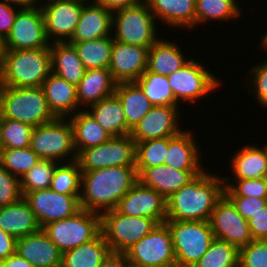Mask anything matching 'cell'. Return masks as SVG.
<instances>
[{
  "mask_svg": "<svg viewBox=\"0 0 267 267\" xmlns=\"http://www.w3.org/2000/svg\"><path fill=\"white\" fill-rule=\"evenodd\" d=\"M137 181L136 167L117 166L82 171L79 198L81 209L99 214L115 209Z\"/></svg>",
  "mask_w": 267,
  "mask_h": 267,
  "instance_id": "obj_2",
  "label": "cell"
},
{
  "mask_svg": "<svg viewBox=\"0 0 267 267\" xmlns=\"http://www.w3.org/2000/svg\"><path fill=\"white\" fill-rule=\"evenodd\" d=\"M41 159L59 162L66 156L68 162L76 160L73 127L68 118H56L54 121L33 128L30 146ZM71 154V155H69Z\"/></svg>",
  "mask_w": 267,
  "mask_h": 267,
  "instance_id": "obj_9",
  "label": "cell"
},
{
  "mask_svg": "<svg viewBox=\"0 0 267 267\" xmlns=\"http://www.w3.org/2000/svg\"><path fill=\"white\" fill-rule=\"evenodd\" d=\"M2 145H1V135H0V153H1V150H2Z\"/></svg>",
  "mask_w": 267,
  "mask_h": 267,
  "instance_id": "obj_58",
  "label": "cell"
},
{
  "mask_svg": "<svg viewBox=\"0 0 267 267\" xmlns=\"http://www.w3.org/2000/svg\"><path fill=\"white\" fill-rule=\"evenodd\" d=\"M87 111L112 137L130 134L131 129L127 126L124 109L115 93L91 105Z\"/></svg>",
  "mask_w": 267,
  "mask_h": 267,
  "instance_id": "obj_30",
  "label": "cell"
},
{
  "mask_svg": "<svg viewBox=\"0 0 267 267\" xmlns=\"http://www.w3.org/2000/svg\"><path fill=\"white\" fill-rule=\"evenodd\" d=\"M223 178L207 170L197 175L166 199V220L209 221L216 202L224 195Z\"/></svg>",
  "mask_w": 267,
  "mask_h": 267,
  "instance_id": "obj_1",
  "label": "cell"
},
{
  "mask_svg": "<svg viewBox=\"0 0 267 267\" xmlns=\"http://www.w3.org/2000/svg\"><path fill=\"white\" fill-rule=\"evenodd\" d=\"M224 195L267 198V177L260 179H232L225 177ZM228 181L236 182L234 185ZM227 183V184H226Z\"/></svg>",
  "mask_w": 267,
  "mask_h": 267,
  "instance_id": "obj_44",
  "label": "cell"
},
{
  "mask_svg": "<svg viewBox=\"0 0 267 267\" xmlns=\"http://www.w3.org/2000/svg\"><path fill=\"white\" fill-rule=\"evenodd\" d=\"M114 38L105 36L95 40L72 44L86 70L108 69Z\"/></svg>",
  "mask_w": 267,
  "mask_h": 267,
  "instance_id": "obj_35",
  "label": "cell"
},
{
  "mask_svg": "<svg viewBox=\"0 0 267 267\" xmlns=\"http://www.w3.org/2000/svg\"><path fill=\"white\" fill-rule=\"evenodd\" d=\"M40 6L45 23V33L51 42H68L80 20L83 6L79 0H48ZM84 3V4H83Z\"/></svg>",
  "mask_w": 267,
  "mask_h": 267,
  "instance_id": "obj_15",
  "label": "cell"
},
{
  "mask_svg": "<svg viewBox=\"0 0 267 267\" xmlns=\"http://www.w3.org/2000/svg\"><path fill=\"white\" fill-rule=\"evenodd\" d=\"M33 128L30 124L3 118L0 115L2 148L18 149L29 147Z\"/></svg>",
  "mask_w": 267,
  "mask_h": 267,
  "instance_id": "obj_42",
  "label": "cell"
},
{
  "mask_svg": "<svg viewBox=\"0 0 267 267\" xmlns=\"http://www.w3.org/2000/svg\"><path fill=\"white\" fill-rule=\"evenodd\" d=\"M51 72L77 86L85 74V67L75 47L68 42L50 43Z\"/></svg>",
  "mask_w": 267,
  "mask_h": 267,
  "instance_id": "obj_27",
  "label": "cell"
},
{
  "mask_svg": "<svg viewBox=\"0 0 267 267\" xmlns=\"http://www.w3.org/2000/svg\"><path fill=\"white\" fill-rule=\"evenodd\" d=\"M70 120L73 127L74 148L76 154L83 149L95 147L109 140L112 136L105 131L93 116L85 109L71 114Z\"/></svg>",
  "mask_w": 267,
  "mask_h": 267,
  "instance_id": "obj_31",
  "label": "cell"
},
{
  "mask_svg": "<svg viewBox=\"0 0 267 267\" xmlns=\"http://www.w3.org/2000/svg\"><path fill=\"white\" fill-rule=\"evenodd\" d=\"M42 89L50 111L56 118H70L79 110L77 88L52 72L42 84ZM78 109V110H77Z\"/></svg>",
  "mask_w": 267,
  "mask_h": 267,
  "instance_id": "obj_23",
  "label": "cell"
},
{
  "mask_svg": "<svg viewBox=\"0 0 267 267\" xmlns=\"http://www.w3.org/2000/svg\"><path fill=\"white\" fill-rule=\"evenodd\" d=\"M253 240H267V205L247 220Z\"/></svg>",
  "mask_w": 267,
  "mask_h": 267,
  "instance_id": "obj_49",
  "label": "cell"
},
{
  "mask_svg": "<svg viewBox=\"0 0 267 267\" xmlns=\"http://www.w3.org/2000/svg\"><path fill=\"white\" fill-rule=\"evenodd\" d=\"M22 196L19 178L0 164V207L18 201Z\"/></svg>",
  "mask_w": 267,
  "mask_h": 267,
  "instance_id": "obj_46",
  "label": "cell"
},
{
  "mask_svg": "<svg viewBox=\"0 0 267 267\" xmlns=\"http://www.w3.org/2000/svg\"><path fill=\"white\" fill-rule=\"evenodd\" d=\"M41 158L30 148H3L0 153V164L12 175L20 178Z\"/></svg>",
  "mask_w": 267,
  "mask_h": 267,
  "instance_id": "obj_41",
  "label": "cell"
},
{
  "mask_svg": "<svg viewBox=\"0 0 267 267\" xmlns=\"http://www.w3.org/2000/svg\"><path fill=\"white\" fill-rule=\"evenodd\" d=\"M142 0H95V3L104 6L110 12H115L127 7L134 6Z\"/></svg>",
  "mask_w": 267,
  "mask_h": 267,
  "instance_id": "obj_52",
  "label": "cell"
},
{
  "mask_svg": "<svg viewBox=\"0 0 267 267\" xmlns=\"http://www.w3.org/2000/svg\"><path fill=\"white\" fill-rule=\"evenodd\" d=\"M191 132L190 130H182L179 134L168 137V149L164 165L177 170H206L199 159L201 154Z\"/></svg>",
  "mask_w": 267,
  "mask_h": 267,
  "instance_id": "obj_24",
  "label": "cell"
},
{
  "mask_svg": "<svg viewBox=\"0 0 267 267\" xmlns=\"http://www.w3.org/2000/svg\"><path fill=\"white\" fill-rule=\"evenodd\" d=\"M209 223L216 239L228 242L239 249L253 241L247 220L238 213L225 195L216 202Z\"/></svg>",
  "mask_w": 267,
  "mask_h": 267,
  "instance_id": "obj_16",
  "label": "cell"
},
{
  "mask_svg": "<svg viewBox=\"0 0 267 267\" xmlns=\"http://www.w3.org/2000/svg\"><path fill=\"white\" fill-rule=\"evenodd\" d=\"M237 0H196L195 24L206 23L209 20L236 19L241 15Z\"/></svg>",
  "mask_w": 267,
  "mask_h": 267,
  "instance_id": "obj_37",
  "label": "cell"
},
{
  "mask_svg": "<svg viewBox=\"0 0 267 267\" xmlns=\"http://www.w3.org/2000/svg\"><path fill=\"white\" fill-rule=\"evenodd\" d=\"M205 170H177L166 165L136 168L138 181L153 188L165 199L187 185Z\"/></svg>",
  "mask_w": 267,
  "mask_h": 267,
  "instance_id": "obj_20",
  "label": "cell"
},
{
  "mask_svg": "<svg viewBox=\"0 0 267 267\" xmlns=\"http://www.w3.org/2000/svg\"><path fill=\"white\" fill-rule=\"evenodd\" d=\"M168 137L136 142V168L164 165Z\"/></svg>",
  "mask_w": 267,
  "mask_h": 267,
  "instance_id": "obj_43",
  "label": "cell"
},
{
  "mask_svg": "<svg viewBox=\"0 0 267 267\" xmlns=\"http://www.w3.org/2000/svg\"><path fill=\"white\" fill-rule=\"evenodd\" d=\"M50 73L49 48L6 50L0 64V87H42Z\"/></svg>",
  "mask_w": 267,
  "mask_h": 267,
  "instance_id": "obj_3",
  "label": "cell"
},
{
  "mask_svg": "<svg viewBox=\"0 0 267 267\" xmlns=\"http://www.w3.org/2000/svg\"><path fill=\"white\" fill-rule=\"evenodd\" d=\"M171 233L176 267H193L215 239L209 221L164 222Z\"/></svg>",
  "mask_w": 267,
  "mask_h": 267,
  "instance_id": "obj_6",
  "label": "cell"
},
{
  "mask_svg": "<svg viewBox=\"0 0 267 267\" xmlns=\"http://www.w3.org/2000/svg\"><path fill=\"white\" fill-rule=\"evenodd\" d=\"M102 233L91 241L62 254L61 267H100L110 253Z\"/></svg>",
  "mask_w": 267,
  "mask_h": 267,
  "instance_id": "obj_34",
  "label": "cell"
},
{
  "mask_svg": "<svg viewBox=\"0 0 267 267\" xmlns=\"http://www.w3.org/2000/svg\"><path fill=\"white\" fill-rule=\"evenodd\" d=\"M57 161L41 159L19 178L22 196L28 192L48 189L51 186Z\"/></svg>",
  "mask_w": 267,
  "mask_h": 267,
  "instance_id": "obj_40",
  "label": "cell"
},
{
  "mask_svg": "<svg viewBox=\"0 0 267 267\" xmlns=\"http://www.w3.org/2000/svg\"><path fill=\"white\" fill-rule=\"evenodd\" d=\"M155 19L173 26L195 27L196 0H145Z\"/></svg>",
  "mask_w": 267,
  "mask_h": 267,
  "instance_id": "obj_28",
  "label": "cell"
},
{
  "mask_svg": "<svg viewBox=\"0 0 267 267\" xmlns=\"http://www.w3.org/2000/svg\"><path fill=\"white\" fill-rule=\"evenodd\" d=\"M112 16L113 13L104 6L88 2L83 6L80 20L68 43H81L112 36Z\"/></svg>",
  "mask_w": 267,
  "mask_h": 267,
  "instance_id": "obj_22",
  "label": "cell"
},
{
  "mask_svg": "<svg viewBox=\"0 0 267 267\" xmlns=\"http://www.w3.org/2000/svg\"><path fill=\"white\" fill-rule=\"evenodd\" d=\"M82 171L76 160L57 165L51 180L50 188L57 193L66 195L81 194Z\"/></svg>",
  "mask_w": 267,
  "mask_h": 267,
  "instance_id": "obj_39",
  "label": "cell"
},
{
  "mask_svg": "<svg viewBox=\"0 0 267 267\" xmlns=\"http://www.w3.org/2000/svg\"><path fill=\"white\" fill-rule=\"evenodd\" d=\"M12 5L13 4L0 1V35L4 39L11 30L17 12L21 9L19 8L16 10V6L13 7Z\"/></svg>",
  "mask_w": 267,
  "mask_h": 267,
  "instance_id": "obj_50",
  "label": "cell"
},
{
  "mask_svg": "<svg viewBox=\"0 0 267 267\" xmlns=\"http://www.w3.org/2000/svg\"><path fill=\"white\" fill-rule=\"evenodd\" d=\"M100 267H131L125 254L110 252Z\"/></svg>",
  "mask_w": 267,
  "mask_h": 267,
  "instance_id": "obj_53",
  "label": "cell"
},
{
  "mask_svg": "<svg viewBox=\"0 0 267 267\" xmlns=\"http://www.w3.org/2000/svg\"><path fill=\"white\" fill-rule=\"evenodd\" d=\"M0 267H34L29 261L22 258L18 253H14L3 261H0Z\"/></svg>",
  "mask_w": 267,
  "mask_h": 267,
  "instance_id": "obj_54",
  "label": "cell"
},
{
  "mask_svg": "<svg viewBox=\"0 0 267 267\" xmlns=\"http://www.w3.org/2000/svg\"><path fill=\"white\" fill-rule=\"evenodd\" d=\"M136 142L128 135L111 137L104 143L81 150L76 157L81 171L107 167H136Z\"/></svg>",
  "mask_w": 267,
  "mask_h": 267,
  "instance_id": "obj_10",
  "label": "cell"
},
{
  "mask_svg": "<svg viewBox=\"0 0 267 267\" xmlns=\"http://www.w3.org/2000/svg\"><path fill=\"white\" fill-rule=\"evenodd\" d=\"M178 109L177 106H153L133 127L130 136L135 142H144L179 134L182 129L179 127Z\"/></svg>",
  "mask_w": 267,
  "mask_h": 267,
  "instance_id": "obj_18",
  "label": "cell"
},
{
  "mask_svg": "<svg viewBox=\"0 0 267 267\" xmlns=\"http://www.w3.org/2000/svg\"><path fill=\"white\" fill-rule=\"evenodd\" d=\"M235 206L238 213L248 220L253 214L260 211L267 205V198L242 197V196H226Z\"/></svg>",
  "mask_w": 267,
  "mask_h": 267,
  "instance_id": "obj_48",
  "label": "cell"
},
{
  "mask_svg": "<svg viewBox=\"0 0 267 267\" xmlns=\"http://www.w3.org/2000/svg\"><path fill=\"white\" fill-rule=\"evenodd\" d=\"M231 157L233 179H260L267 177V151L257 146H244Z\"/></svg>",
  "mask_w": 267,
  "mask_h": 267,
  "instance_id": "obj_32",
  "label": "cell"
},
{
  "mask_svg": "<svg viewBox=\"0 0 267 267\" xmlns=\"http://www.w3.org/2000/svg\"><path fill=\"white\" fill-rule=\"evenodd\" d=\"M16 238L0 228V261L16 252Z\"/></svg>",
  "mask_w": 267,
  "mask_h": 267,
  "instance_id": "obj_51",
  "label": "cell"
},
{
  "mask_svg": "<svg viewBox=\"0 0 267 267\" xmlns=\"http://www.w3.org/2000/svg\"><path fill=\"white\" fill-rule=\"evenodd\" d=\"M23 197L29 203L41 229L81 210L80 195L60 194L51 188L28 192Z\"/></svg>",
  "mask_w": 267,
  "mask_h": 267,
  "instance_id": "obj_14",
  "label": "cell"
},
{
  "mask_svg": "<svg viewBox=\"0 0 267 267\" xmlns=\"http://www.w3.org/2000/svg\"><path fill=\"white\" fill-rule=\"evenodd\" d=\"M0 228L16 239L41 229L24 197L10 205L0 207Z\"/></svg>",
  "mask_w": 267,
  "mask_h": 267,
  "instance_id": "obj_25",
  "label": "cell"
},
{
  "mask_svg": "<svg viewBox=\"0 0 267 267\" xmlns=\"http://www.w3.org/2000/svg\"><path fill=\"white\" fill-rule=\"evenodd\" d=\"M155 17L146 1L113 12L115 41L149 49L158 39ZM157 35V36H156Z\"/></svg>",
  "mask_w": 267,
  "mask_h": 267,
  "instance_id": "obj_5",
  "label": "cell"
},
{
  "mask_svg": "<svg viewBox=\"0 0 267 267\" xmlns=\"http://www.w3.org/2000/svg\"><path fill=\"white\" fill-rule=\"evenodd\" d=\"M239 267H267V240H253L241 247Z\"/></svg>",
  "mask_w": 267,
  "mask_h": 267,
  "instance_id": "obj_45",
  "label": "cell"
},
{
  "mask_svg": "<svg viewBox=\"0 0 267 267\" xmlns=\"http://www.w3.org/2000/svg\"><path fill=\"white\" fill-rule=\"evenodd\" d=\"M2 2H6L9 4L13 3L14 5L19 6L20 8H31L38 5L35 0H2Z\"/></svg>",
  "mask_w": 267,
  "mask_h": 267,
  "instance_id": "obj_55",
  "label": "cell"
},
{
  "mask_svg": "<svg viewBox=\"0 0 267 267\" xmlns=\"http://www.w3.org/2000/svg\"><path fill=\"white\" fill-rule=\"evenodd\" d=\"M148 49L113 42L109 70L116 83L135 82L147 69Z\"/></svg>",
  "mask_w": 267,
  "mask_h": 267,
  "instance_id": "obj_19",
  "label": "cell"
},
{
  "mask_svg": "<svg viewBox=\"0 0 267 267\" xmlns=\"http://www.w3.org/2000/svg\"><path fill=\"white\" fill-rule=\"evenodd\" d=\"M42 230L63 254L101 233V215L81 209L73 216L45 225Z\"/></svg>",
  "mask_w": 267,
  "mask_h": 267,
  "instance_id": "obj_8",
  "label": "cell"
},
{
  "mask_svg": "<svg viewBox=\"0 0 267 267\" xmlns=\"http://www.w3.org/2000/svg\"><path fill=\"white\" fill-rule=\"evenodd\" d=\"M16 253L34 267H61L62 253L42 229L18 238Z\"/></svg>",
  "mask_w": 267,
  "mask_h": 267,
  "instance_id": "obj_21",
  "label": "cell"
},
{
  "mask_svg": "<svg viewBox=\"0 0 267 267\" xmlns=\"http://www.w3.org/2000/svg\"><path fill=\"white\" fill-rule=\"evenodd\" d=\"M239 254L238 247L215 238L193 267H239Z\"/></svg>",
  "mask_w": 267,
  "mask_h": 267,
  "instance_id": "obj_38",
  "label": "cell"
},
{
  "mask_svg": "<svg viewBox=\"0 0 267 267\" xmlns=\"http://www.w3.org/2000/svg\"><path fill=\"white\" fill-rule=\"evenodd\" d=\"M6 53L5 39L0 35V64Z\"/></svg>",
  "mask_w": 267,
  "mask_h": 267,
  "instance_id": "obj_56",
  "label": "cell"
},
{
  "mask_svg": "<svg viewBox=\"0 0 267 267\" xmlns=\"http://www.w3.org/2000/svg\"><path fill=\"white\" fill-rule=\"evenodd\" d=\"M115 94L121 102L127 126L131 130L153 107L135 82L116 83Z\"/></svg>",
  "mask_w": 267,
  "mask_h": 267,
  "instance_id": "obj_33",
  "label": "cell"
},
{
  "mask_svg": "<svg viewBox=\"0 0 267 267\" xmlns=\"http://www.w3.org/2000/svg\"><path fill=\"white\" fill-rule=\"evenodd\" d=\"M135 83L153 106H179L167 76L146 70Z\"/></svg>",
  "mask_w": 267,
  "mask_h": 267,
  "instance_id": "obj_36",
  "label": "cell"
},
{
  "mask_svg": "<svg viewBox=\"0 0 267 267\" xmlns=\"http://www.w3.org/2000/svg\"><path fill=\"white\" fill-rule=\"evenodd\" d=\"M173 91L176 103L190 101L191 103L200 97H205L214 91L220 81L195 59L189 61L180 69L167 76Z\"/></svg>",
  "mask_w": 267,
  "mask_h": 267,
  "instance_id": "obj_12",
  "label": "cell"
},
{
  "mask_svg": "<svg viewBox=\"0 0 267 267\" xmlns=\"http://www.w3.org/2000/svg\"><path fill=\"white\" fill-rule=\"evenodd\" d=\"M124 254L132 267H176L172 236L165 223L158 224Z\"/></svg>",
  "mask_w": 267,
  "mask_h": 267,
  "instance_id": "obj_11",
  "label": "cell"
},
{
  "mask_svg": "<svg viewBox=\"0 0 267 267\" xmlns=\"http://www.w3.org/2000/svg\"><path fill=\"white\" fill-rule=\"evenodd\" d=\"M249 76L251 75V80L253 82L252 87H254L252 91L256 96L257 101L263 107H267V60L265 62L260 63V65L254 66L251 71H249Z\"/></svg>",
  "mask_w": 267,
  "mask_h": 267,
  "instance_id": "obj_47",
  "label": "cell"
},
{
  "mask_svg": "<svg viewBox=\"0 0 267 267\" xmlns=\"http://www.w3.org/2000/svg\"><path fill=\"white\" fill-rule=\"evenodd\" d=\"M0 115L32 127L56 119L48 107L42 87H0Z\"/></svg>",
  "mask_w": 267,
  "mask_h": 267,
  "instance_id": "obj_4",
  "label": "cell"
},
{
  "mask_svg": "<svg viewBox=\"0 0 267 267\" xmlns=\"http://www.w3.org/2000/svg\"><path fill=\"white\" fill-rule=\"evenodd\" d=\"M116 82L110 70L99 68L86 70L77 88L79 107H90L115 93ZM89 105V106H88Z\"/></svg>",
  "mask_w": 267,
  "mask_h": 267,
  "instance_id": "obj_26",
  "label": "cell"
},
{
  "mask_svg": "<svg viewBox=\"0 0 267 267\" xmlns=\"http://www.w3.org/2000/svg\"><path fill=\"white\" fill-rule=\"evenodd\" d=\"M115 209L126 216L154 219L158 224L164 223L167 217L166 199L139 181L120 199Z\"/></svg>",
  "mask_w": 267,
  "mask_h": 267,
  "instance_id": "obj_17",
  "label": "cell"
},
{
  "mask_svg": "<svg viewBox=\"0 0 267 267\" xmlns=\"http://www.w3.org/2000/svg\"><path fill=\"white\" fill-rule=\"evenodd\" d=\"M50 40L45 33V23L39 5L21 8L5 38L6 50H34L49 48Z\"/></svg>",
  "mask_w": 267,
  "mask_h": 267,
  "instance_id": "obj_13",
  "label": "cell"
},
{
  "mask_svg": "<svg viewBox=\"0 0 267 267\" xmlns=\"http://www.w3.org/2000/svg\"><path fill=\"white\" fill-rule=\"evenodd\" d=\"M261 46L266 50L267 53V33L262 36Z\"/></svg>",
  "mask_w": 267,
  "mask_h": 267,
  "instance_id": "obj_57",
  "label": "cell"
},
{
  "mask_svg": "<svg viewBox=\"0 0 267 267\" xmlns=\"http://www.w3.org/2000/svg\"><path fill=\"white\" fill-rule=\"evenodd\" d=\"M188 61L174 41L170 42L160 38L148 49L146 70L169 76Z\"/></svg>",
  "mask_w": 267,
  "mask_h": 267,
  "instance_id": "obj_29",
  "label": "cell"
},
{
  "mask_svg": "<svg viewBox=\"0 0 267 267\" xmlns=\"http://www.w3.org/2000/svg\"><path fill=\"white\" fill-rule=\"evenodd\" d=\"M100 215L101 233L113 253L124 254L158 225L154 219L126 216L116 209L104 211Z\"/></svg>",
  "mask_w": 267,
  "mask_h": 267,
  "instance_id": "obj_7",
  "label": "cell"
}]
</instances>
